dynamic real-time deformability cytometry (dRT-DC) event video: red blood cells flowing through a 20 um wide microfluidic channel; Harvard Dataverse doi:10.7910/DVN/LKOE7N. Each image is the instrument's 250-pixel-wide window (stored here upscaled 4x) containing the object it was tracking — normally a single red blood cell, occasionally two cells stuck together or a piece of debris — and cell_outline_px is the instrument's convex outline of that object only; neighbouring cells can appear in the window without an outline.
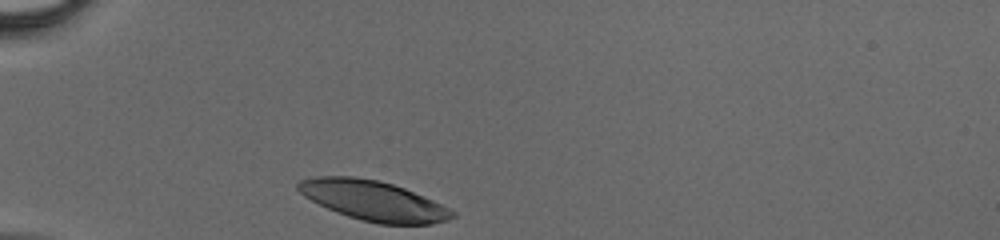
{"species": "human", "species_latin": "Homo sapiens", "temperature_condition": "cold", "stored_images_in_passage": 26, "camera_frame_rate_fps": 3000, "um_per_image_px": 0.085, "donor": {"sex": "male"}, "frame": {"image": 1, "passage_image": 1, "time_ms": 0.0, "image_size_px": [1000, 240], "cell_outline_px": [[456, 216], [448, 220], [432, 224], [380, 224], [360, 220], [348, 216], [328, 208], [304, 196], [296, 188], [296, 184], [300, 180], [316, 176], [352, 176], [380, 180], [404, 188], [432, 200], [456, 212]], "centroid_in_image_um": [31.73, 17.05], "position_along_channel_um": 53.3, "area_um2": 35.66}}
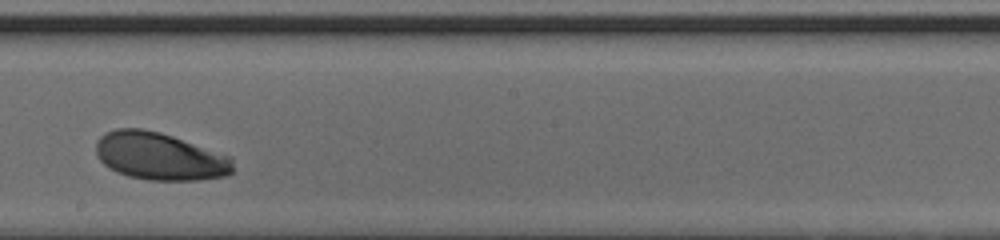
{"frame": {"image": 2, "passage_image": 15, "time_ms": 4.667, "image_size_px": [1000, 240], "cell_outline_px": [[232, 172], [228, 176], [200, 180], [148, 180], [128, 176], [116, 172], [104, 164], [96, 156], [96, 144], [100, 136], [116, 128], [144, 128], [160, 132], [232, 156]], "centroid_in_image_um": [13.58, 13.29], "position_along_channel_um": 234.6, "area_um2": 38.15}}
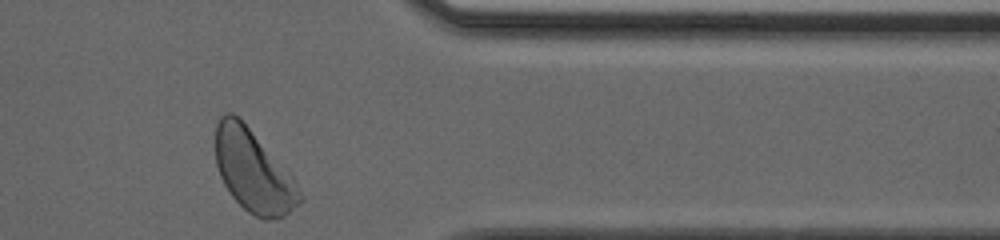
{"frame": {"image": 3, "passage_image": 26, "time_ms": 8.333, "image_size_px": [1000, 240], "cell_outline_px": [[304, 200], [300, 204], [284, 216], [276, 220], [264, 220], [248, 212], [232, 196], [224, 184], [220, 176], [216, 164], [216, 124], [220, 116], [228, 112], [232, 112], [248, 128], [292, 176], [304, 196]], "centroid_in_image_um": [21.55, 14.6], "position_along_channel_um": 389.9, "area_um2": 39.82}}